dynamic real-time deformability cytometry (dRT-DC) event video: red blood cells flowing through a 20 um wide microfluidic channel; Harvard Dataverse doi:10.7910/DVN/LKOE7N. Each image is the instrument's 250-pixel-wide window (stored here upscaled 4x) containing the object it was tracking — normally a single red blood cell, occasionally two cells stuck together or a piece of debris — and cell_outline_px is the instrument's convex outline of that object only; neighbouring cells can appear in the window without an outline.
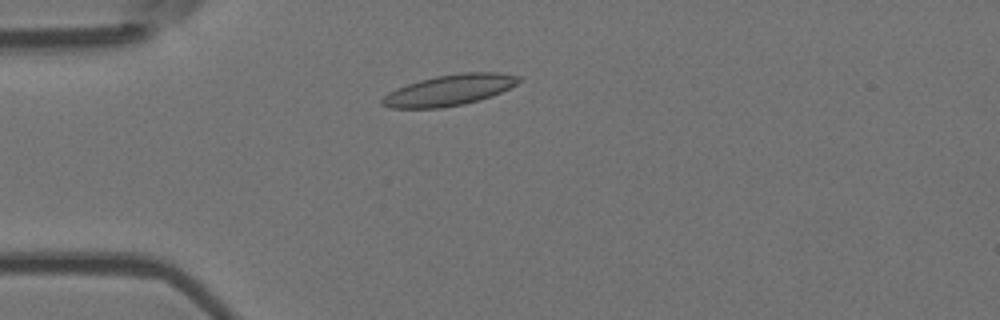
{"species": "Egyptian fruit bat (a non-hibernating species)", "species_latin": "Rousettus aegyptiacus", "temperature_condition": "room temperature", "stored_images_in_passage": 6, "camera_frame_rate_fps": 3000, "um_per_image_px": 0.085, "animal": {"sex": "female"}, "frame": {"image": 1, "passage_image": 3, "time_ms": 2.333, "image_size_px": [1000, 320], "cell_outline_px": [[524, 80], [492, 96], [464, 104], [440, 108], [388, 108], [380, 104], [380, 100], [388, 92], [396, 88], [420, 80], [436, 76], [460, 72], [500, 72], [520, 76]], "centroid_in_image_um": [38.19, 7.65], "position_along_channel_um": 46.8, "area_um2": 24.74}}
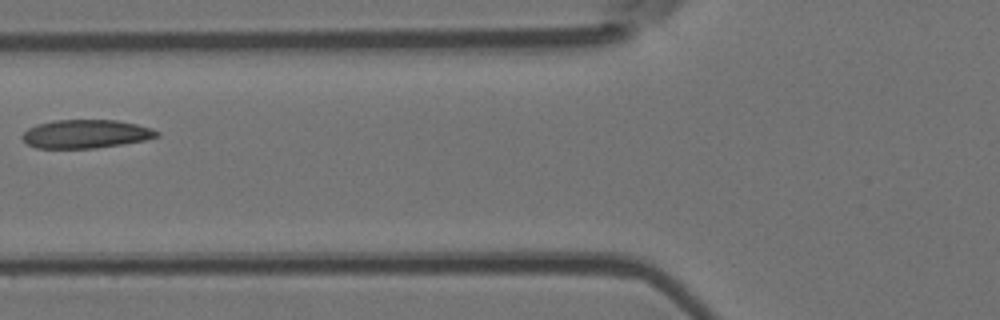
{"frame": {"image": 2, "passage_image": 5, "time_ms": 4.667, "image_size_px": [1000, 320], "cell_outline_px": [[160, 136], [144, 140], [96, 148], [36, 148], [28, 144], [20, 136], [28, 128], [40, 124], [56, 120], [116, 120], [136, 124], [152, 128], [160, 132]], "centroid_in_image_um": [7.31, 11.38], "position_along_channel_um": 118.5, "area_um2": 22.2}}
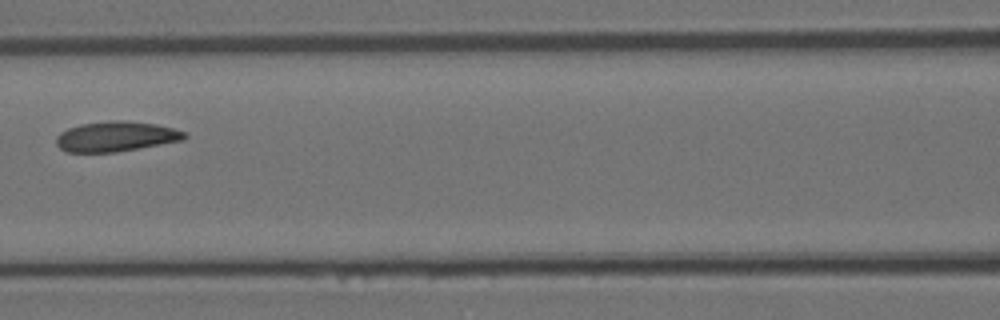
{"frame": {"image": 3, "passage_image": 6, "time_ms": 5.667, "image_size_px": [1000, 320], "cell_outline_px": [[188, 136], [184, 140], [116, 152], [68, 152], [60, 148], [56, 144], [56, 136], [60, 132], [68, 128], [80, 124], [112, 120], [124, 120], [156, 124], [172, 128], [184, 132]], "centroid_in_image_um": [9.84, 11.6], "position_along_channel_um": 156.8, "area_um2": 22.48}}